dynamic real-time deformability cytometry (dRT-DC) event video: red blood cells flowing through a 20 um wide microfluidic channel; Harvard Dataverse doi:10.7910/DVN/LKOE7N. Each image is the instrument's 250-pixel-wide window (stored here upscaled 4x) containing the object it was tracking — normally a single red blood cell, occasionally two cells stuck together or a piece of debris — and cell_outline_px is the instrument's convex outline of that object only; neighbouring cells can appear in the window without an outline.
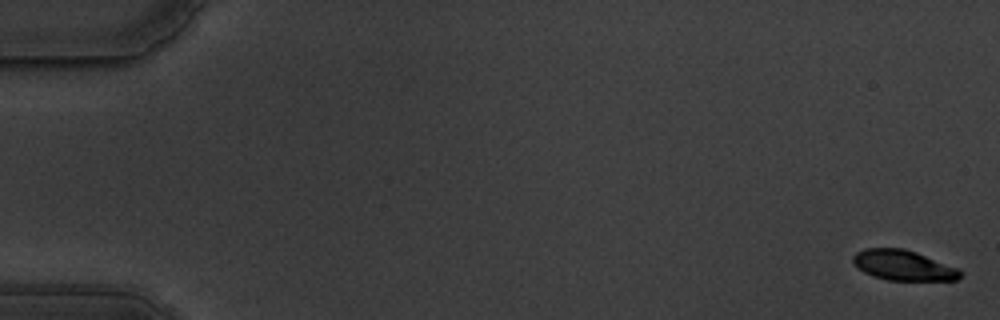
{"species": "common noctule bat (a hibernating species)", "species_latin": "Nyctalus noctula", "temperature_condition": "warm", "stored_images_in_passage": 60, "camera_frame_rate_fps": 3000, "um_per_image_px": 0.085, "animal": {"sex": "male", "body_mass_g": 19.5, "forearm_length_mm": 54.6}, "frame": {"image": 1, "passage_image": 2, "time_ms": 0.333, "image_size_px": [1000, 320], "cell_outline_px": [[964, 272], [956, 280], [888, 280], [872, 276], [864, 272], [852, 260], [852, 256], [856, 252], [864, 248], [904, 248], [916, 252], [960, 268]], "centroid_in_image_um": [76.81, 22.54], "position_along_channel_um": 8.2, "area_um2": 18.96}}
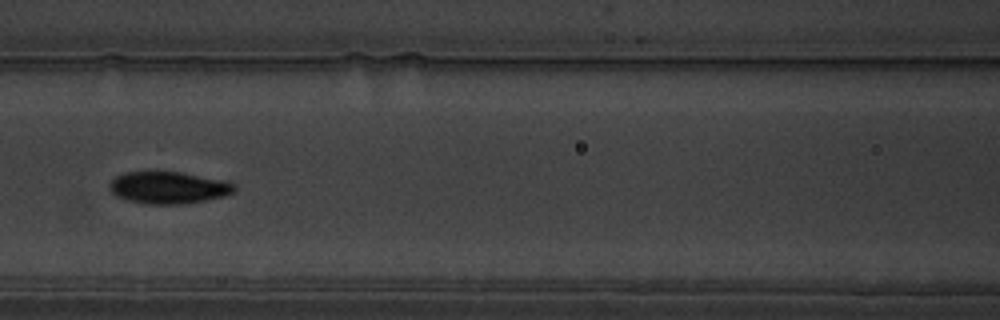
{"frame": {"image": 2, "passage_image": 28, "time_ms": 9.0, "image_size_px": [1000, 320], "cell_outline_px": [[236, 188], [232, 192], [224, 196], [204, 200], [180, 204], [144, 204], [128, 200], [116, 196], [108, 188], [108, 184], [116, 176], [124, 172], [180, 172], [228, 180], [236, 184]], "centroid_in_image_um": [14.32, 15.94], "position_along_channel_um": 152.3, "area_um2": 23.41}}
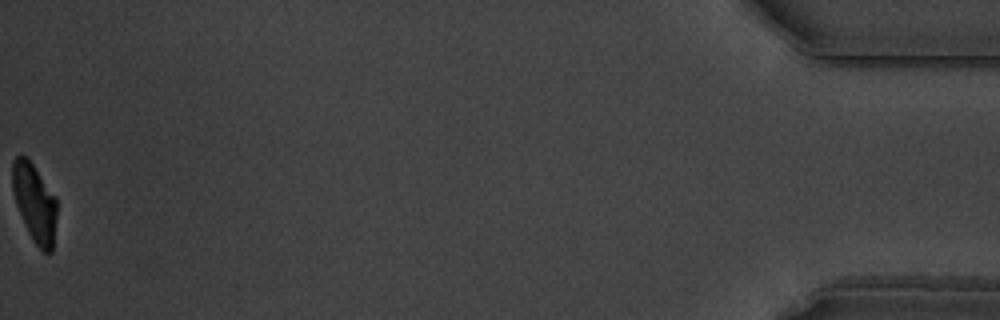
{"frame": {"image": 3, "passage_image": 60, "time_ms": 19.667, "image_size_px": [1000, 320], "cell_outline_px": [[56, 216], [52, 252], [44, 252], [32, 240], [24, 224], [16, 204], [12, 188], [12, 160], [16, 156], [24, 156], [32, 164], [56, 196]], "centroid_in_image_um": [2.93, 17.24], "position_along_channel_um": 432.3, "area_um2": 20.06}, "authors_computed_cell_mechanics": {"area_um2": 22.3686, "velocity_mm_per_s": 3.5033, "shape_relaxation_time_tau1_ms": 3.1692, "shape_relaxation_time_tau2_ms": 1.7582, "deformation_change_tau1": 0.159, "deformation_change_tau2": 0.0611}}